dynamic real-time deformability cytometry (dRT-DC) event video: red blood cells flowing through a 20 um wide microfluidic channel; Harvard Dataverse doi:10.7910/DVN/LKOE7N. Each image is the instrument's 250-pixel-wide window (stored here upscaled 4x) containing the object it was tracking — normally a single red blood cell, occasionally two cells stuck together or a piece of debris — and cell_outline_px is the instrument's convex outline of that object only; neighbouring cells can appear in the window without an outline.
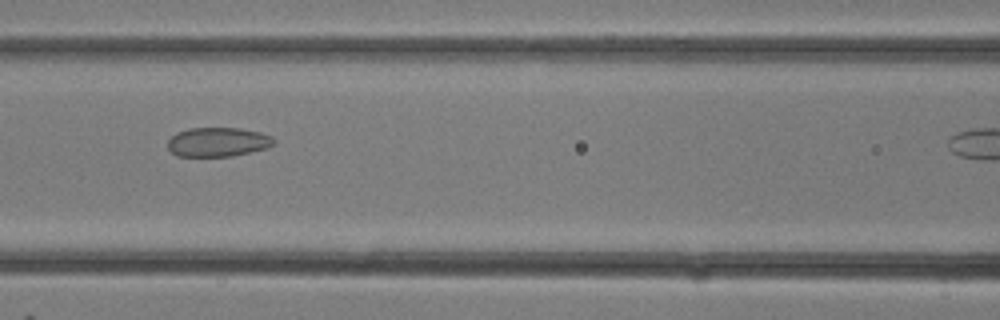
{"species": "common noctule bat (a hibernating species)", "species_latin": "Nyctalus noctula", "temperature_condition": "room temperature", "stored_images_in_passage": 15, "camera_frame_rate_fps": 3000, "um_per_image_px": 0.085, "animal": {"sex": "female"}, "frame": {"image": 1, "passage_image": 11, "time_ms": 3.333, "image_size_px": [1000, 320], "cell_outline_px": [[276, 140], [272, 144], [264, 148], [232, 156], [176, 156], [168, 148], [168, 140], [176, 132], [188, 128], [240, 128], [260, 132], [272, 136]], "centroid_in_image_um": [18.48, 12.06], "position_along_channel_um": 148.1, "area_um2": 17.98}}
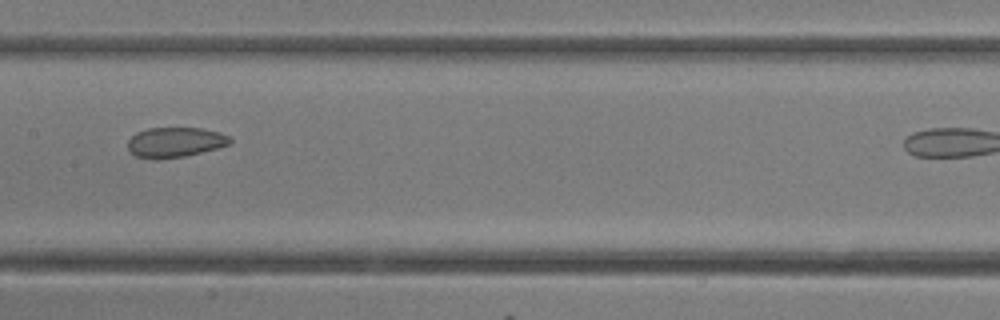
{"frame": {"image": 2, "passage_image": 13, "time_ms": 4.0, "image_size_px": [1000, 320], "cell_outline_px": [[232, 140], [228, 144], [216, 148], [184, 156], [156, 160], [152, 160], [136, 156], [128, 148], [128, 140], [136, 132], [148, 128], [200, 128], [220, 132], [228, 136]], "centroid_in_image_um": [14.84, 12.09], "position_along_channel_um": 192.6, "area_um2": 17.8}}